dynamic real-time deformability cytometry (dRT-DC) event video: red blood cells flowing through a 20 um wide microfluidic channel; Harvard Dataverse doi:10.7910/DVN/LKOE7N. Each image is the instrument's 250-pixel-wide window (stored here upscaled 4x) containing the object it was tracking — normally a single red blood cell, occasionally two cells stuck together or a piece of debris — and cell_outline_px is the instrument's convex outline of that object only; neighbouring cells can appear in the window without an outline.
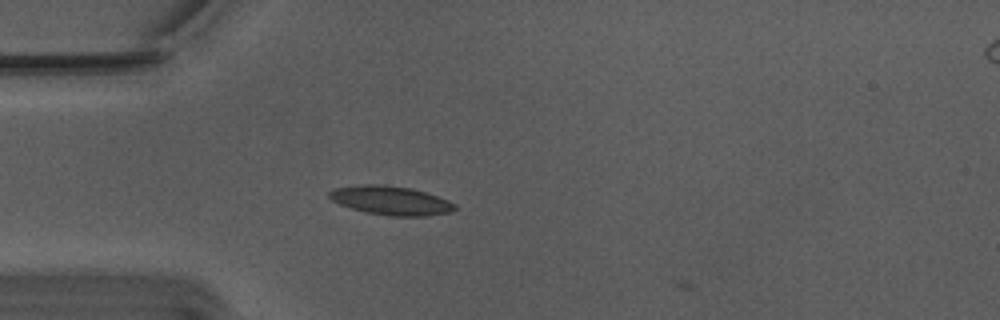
{"species": "Egyptian fruit bat (a non-hibernating species)", "species_latin": "Rousettus aegyptiacus", "temperature_condition": "warm", "stored_images_in_passage": 3, "camera_frame_rate_fps": 3000, "um_per_image_px": 0.085, "animal": {"sex": "male"}, "frame": {"image": 1, "passage_image": 1, "time_ms": 0.0, "image_size_px": [1000, 320], "cell_outline_px": [[456, 208], [448, 212], [428, 216], [388, 216], [368, 212], [352, 208], [340, 204], [332, 200], [328, 196], [328, 192], [332, 188], [360, 184], [384, 184], [412, 188], [448, 200], [456, 204]], "centroid_in_image_um": [33.19, 17.02], "position_along_channel_um": 51.8, "area_um2": 21.15}}